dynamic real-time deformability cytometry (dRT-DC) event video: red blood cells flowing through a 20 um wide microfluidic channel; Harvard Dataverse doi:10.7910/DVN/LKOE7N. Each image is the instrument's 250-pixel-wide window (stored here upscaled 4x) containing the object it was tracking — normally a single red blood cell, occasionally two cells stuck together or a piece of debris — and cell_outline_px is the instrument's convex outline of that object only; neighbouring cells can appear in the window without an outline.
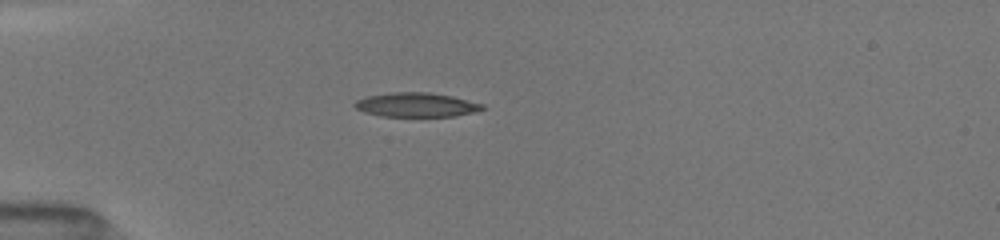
{"species": "common noctule bat (a hibernating species)", "species_latin": "Nyctalus noctula", "temperature_condition": "room temperature", "stored_images_in_passage": 6, "camera_frame_rate_fps": 3000, "um_per_image_px": 0.085, "animal": {"sex": "female", "body_mass_g": 19.5, "forearm_length_mm": 54.1}, "frame": {"image": 1, "passage_image": 4, "time_ms": 3.333, "image_size_px": [1000, 240], "cell_outline_px": [[484, 108], [476, 112], [456, 116], [380, 116], [364, 112], [356, 108], [352, 104], [356, 100], [364, 96], [392, 92], [428, 92], [452, 96], [484, 104]], "centroid_in_image_um": [35.36, 8.9], "position_along_channel_um": 49.6, "area_um2": 18.15}}
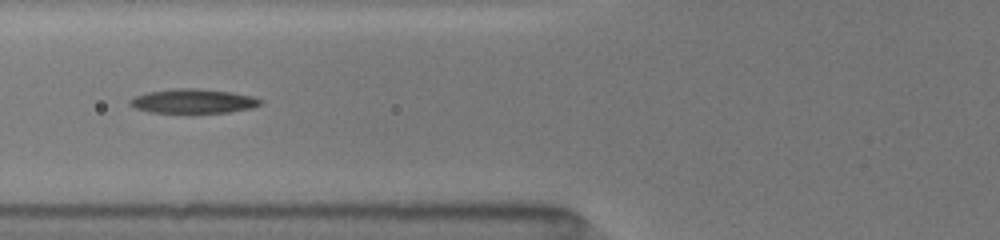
{"frame": {"image": 2, "passage_image": 6, "time_ms": 5.333, "image_size_px": [1000, 240], "cell_outline_px": [[264, 104], [252, 108], [228, 112], [192, 116], [148, 112], [136, 108], [128, 104], [128, 100], [136, 96], [148, 92], [176, 88], [196, 88], [232, 92], [252, 96], [264, 100]], "centroid_in_image_um": [16.44, 8.65], "position_along_channel_um": 109.4, "area_um2": 19.59}}